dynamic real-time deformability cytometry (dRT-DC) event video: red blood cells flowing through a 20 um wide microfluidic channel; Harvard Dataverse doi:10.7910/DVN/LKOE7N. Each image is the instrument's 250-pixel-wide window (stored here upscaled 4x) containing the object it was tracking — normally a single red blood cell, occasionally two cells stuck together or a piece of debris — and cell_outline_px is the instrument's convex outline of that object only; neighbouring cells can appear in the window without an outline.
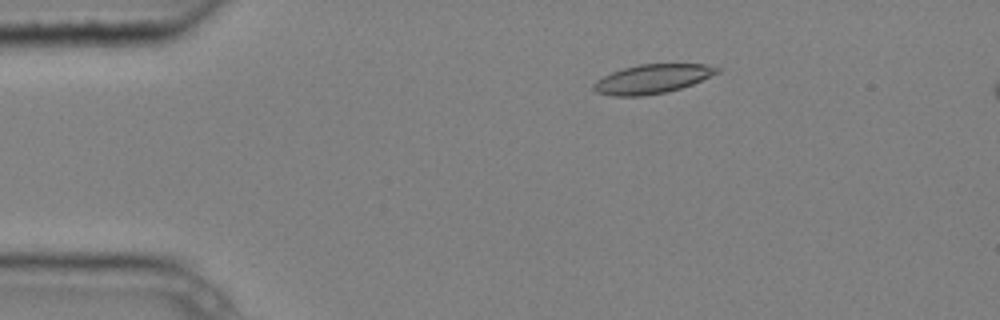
{"species": "common noctule bat (a hibernating species)", "species_latin": "Nyctalus noctula", "temperature_condition": "cold", "stored_images_in_passage": 6, "camera_frame_rate_fps": 3000, "um_per_image_px": 0.085, "animal": {"sex": "male", "body_mass_g": 20.4}, "frame": {"image": 1, "passage_image": 3, "time_ms": 0.667, "image_size_px": [1000, 320], "cell_outline_px": [[720, 72], [692, 84], [668, 92], [640, 96], [612, 96], [596, 92], [592, 88], [592, 84], [596, 80], [612, 72], [624, 68], [640, 64], [704, 64], [720, 68]], "centroid_in_image_um": [55.42, 6.71], "position_along_channel_um": 29.6, "area_um2": 20.87}}
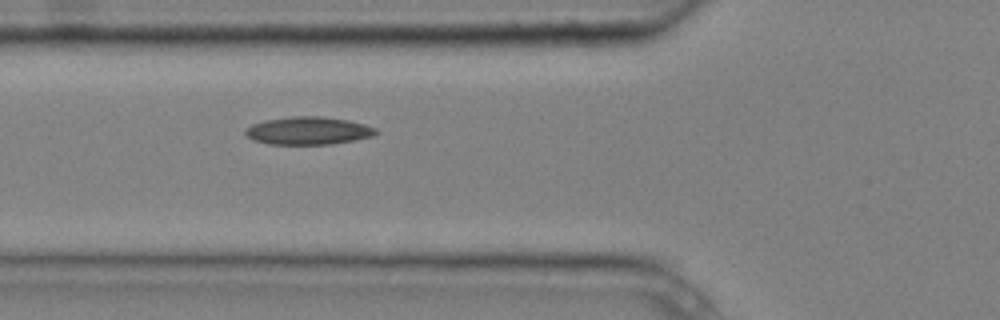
{"frame": {"image": 2, "passage_image": 6, "time_ms": 1.667, "image_size_px": [1000, 320], "cell_outline_px": [[380, 132], [372, 136], [332, 144], [268, 144], [252, 140], [244, 132], [244, 128], [252, 124], [264, 120], [292, 116], [320, 116], [348, 120], [364, 124], [376, 128]], "centroid_in_image_um": [26.17, 11.1], "position_along_channel_um": 99.6, "area_um2": 21.21}}